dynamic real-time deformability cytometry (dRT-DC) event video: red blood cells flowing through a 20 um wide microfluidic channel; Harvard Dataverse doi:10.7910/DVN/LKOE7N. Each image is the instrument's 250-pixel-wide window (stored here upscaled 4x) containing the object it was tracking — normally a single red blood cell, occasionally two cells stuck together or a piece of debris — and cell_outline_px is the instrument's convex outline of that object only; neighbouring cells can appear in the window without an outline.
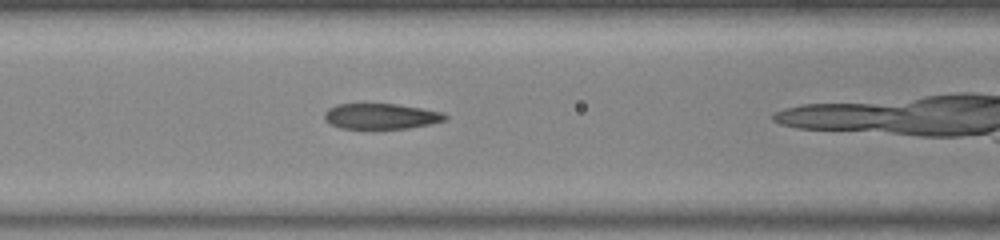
{"species": "common noctule bat (a hibernating species)", "species_latin": "Nyctalus noctula", "temperature_condition": "warm", "stored_images_in_passage": 29, "camera_frame_rate_fps": 3000, "um_per_image_px": 0.085, "animal": {"sex": "female", "body_mass_g": 23.0, "forearm_length_mm": 53.4}, "frame": {"image": 1, "passage_image": 9, "time_ms": 2.667, "image_size_px": [1000, 240], "cell_outline_px": [[448, 116], [444, 120], [432, 124], [408, 128], [372, 132], [340, 128], [324, 120], [324, 112], [328, 108], [336, 104], [396, 104], [444, 112]], "centroid_in_image_um": [32.35, 9.93], "position_along_channel_um": 134.3, "area_um2": 18.9}}
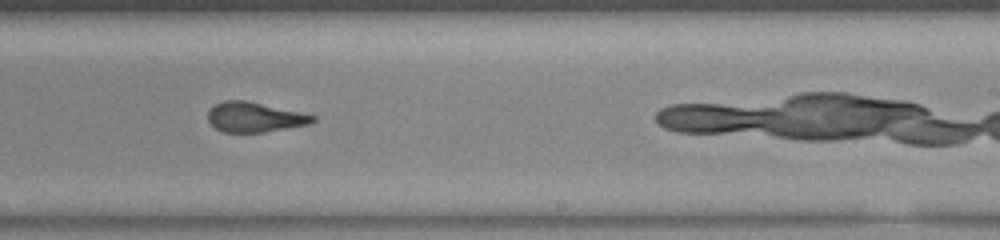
{"frame": {"image": 2, "passage_image": 19, "time_ms": 6.0, "image_size_px": [1000, 240], "cell_outline_px": [[316, 120], [308, 124], [264, 132], [224, 132], [216, 128], [208, 120], [208, 112], [216, 104], [224, 100], [248, 100], [316, 116]], "centroid_in_image_um": [21.63, 9.95], "position_along_channel_um": 267.4, "area_um2": 18.03}}
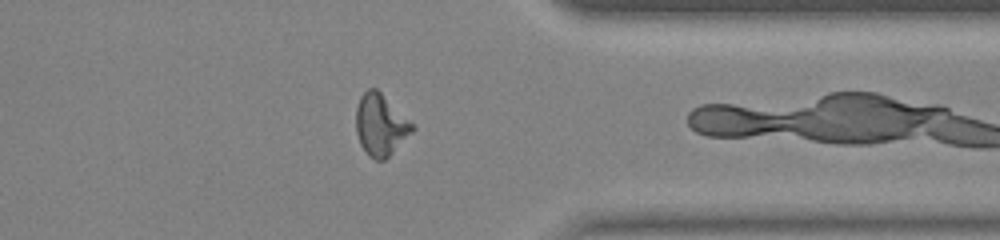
{"frame": {"image": 3, "passage_image": 28, "time_ms": 9.0, "image_size_px": [1000, 240], "cell_outline_px": [[416, 128], [384, 160], [376, 160], [368, 156], [360, 144], [356, 132], [356, 108], [360, 96], [368, 88], [376, 88]], "centroid_in_image_um": [32.3, 10.62], "position_along_channel_um": 379.1, "area_um2": 19.77}}